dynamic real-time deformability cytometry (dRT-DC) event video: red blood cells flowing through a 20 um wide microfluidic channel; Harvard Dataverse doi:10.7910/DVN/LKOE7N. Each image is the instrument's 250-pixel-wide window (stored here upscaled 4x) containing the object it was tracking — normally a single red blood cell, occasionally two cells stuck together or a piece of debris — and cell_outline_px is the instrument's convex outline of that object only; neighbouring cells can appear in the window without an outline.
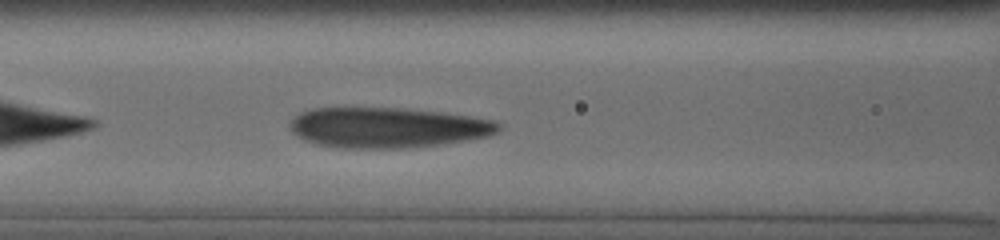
{"species": "human", "species_latin": "Homo sapiens", "temperature_condition": "cold", "stored_images_in_passage": 12, "camera_frame_rate_fps": 3000, "um_per_image_px": 0.085, "donor": {"sex": "male"}, "frame": {"image": 1, "passage_image": 6, "time_ms": 2.0, "image_size_px": [1000, 240], "cell_outline_px": [[500, 132], [488, 136], [468, 140], [440, 144], [404, 148], [340, 148], [316, 144], [304, 140], [296, 136], [292, 132], [288, 124], [300, 112], [312, 108], [396, 108], [440, 112], [496, 120], [500, 124]], "centroid_in_image_um": [32.93, 10.85], "position_along_channel_um": 133.7, "area_um2": 49.13}}
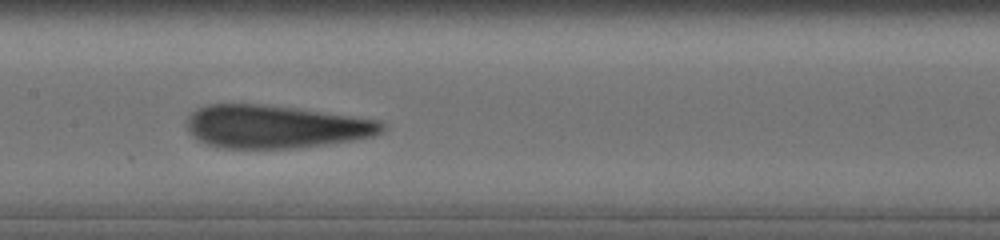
{"frame": {"image": 2, "passage_image": 9, "time_ms": 3.333, "image_size_px": [1000, 240], "cell_outline_px": [[384, 128], [380, 132], [372, 136], [352, 140], [328, 144], [292, 148], [224, 148], [208, 144], [196, 140], [188, 132], [188, 116], [196, 108], [208, 104], [260, 104], [296, 108], [380, 120], [384, 124]], "centroid_in_image_um": [23.37, 10.76], "position_along_channel_um": 184.0, "area_um2": 48.78}}
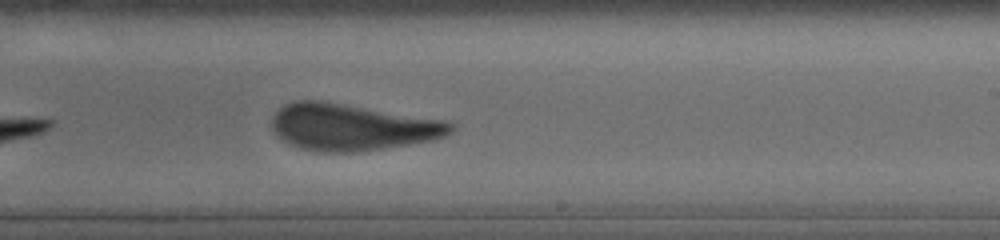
{"frame": {"image": 3, "passage_image": 12, "time_ms": 5.333, "image_size_px": [1000, 240], "cell_outline_px": [[456, 128], [452, 132], [444, 136], [432, 140], [360, 152], [320, 152], [300, 148], [288, 144], [276, 136], [272, 128], [272, 116], [284, 104], [292, 100], [324, 100], [444, 120], [456, 124]], "centroid_in_image_um": [29.89, 10.79], "position_along_channel_um": 259.1, "area_um2": 49.13}}